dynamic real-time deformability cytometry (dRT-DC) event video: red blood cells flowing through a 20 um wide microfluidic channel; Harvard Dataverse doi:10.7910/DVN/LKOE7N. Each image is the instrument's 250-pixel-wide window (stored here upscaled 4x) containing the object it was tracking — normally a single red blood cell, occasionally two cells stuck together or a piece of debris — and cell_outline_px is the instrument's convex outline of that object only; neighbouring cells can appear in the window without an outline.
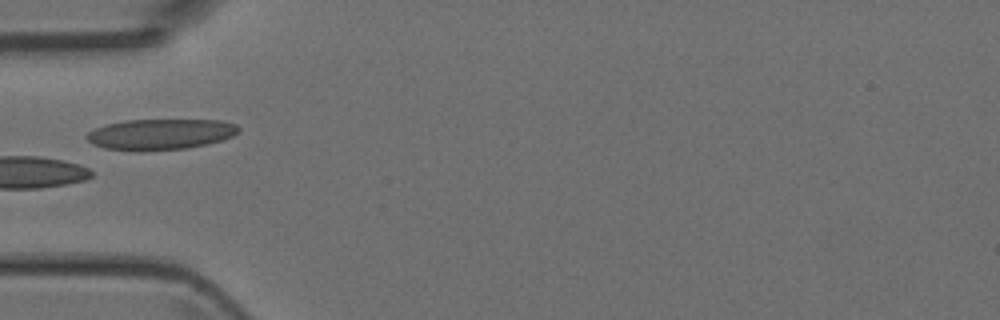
{"species": "Egyptian fruit bat (a non-hibernating species)", "species_latin": "Rousettus aegyptiacus", "temperature_condition": "room temperature", "stored_images_in_passage": 4, "camera_frame_rate_fps": 3000, "um_per_image_px": 0.085, "animal": {"sex": "female"}, "frame": {"image": 1, "passage_image": 4, "time_ms": 3.333, "image_size_px": [1000, 320], "cell_outline_px": [[240, 128], [232, 136], [208, 144], [188, 148], [140, 152], [136, 152], [104, 148], [92, 144], [84, 136], [88, 132], [96, 128], [108, 124], [124, 120], [220, 120], [236, 124]], "centroid_in_image_um": [13.6, 11.43], "position_along_channel_um": 71.4, "area_um2": 27.46}}